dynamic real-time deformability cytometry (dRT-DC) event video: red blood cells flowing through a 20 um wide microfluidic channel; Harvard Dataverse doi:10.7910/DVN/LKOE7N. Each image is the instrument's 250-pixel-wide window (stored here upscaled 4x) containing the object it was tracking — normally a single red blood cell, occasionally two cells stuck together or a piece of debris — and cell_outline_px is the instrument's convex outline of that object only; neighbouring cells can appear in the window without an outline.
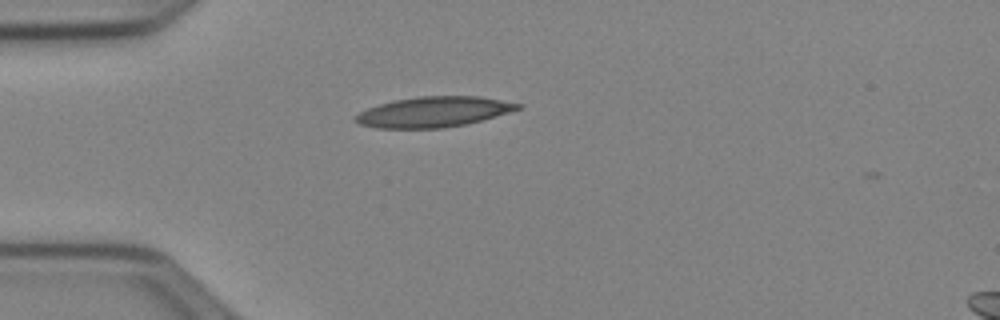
{"species": "Egyptian fruit bat (a non-hibernating species)", "species_latin": "Rousettus aegyptiacus", "temperature_condition": "cold", "stored_images_in_passage": 3, "camera_frame_rate_fps": 3000, "um_per_image_px": 0.085, "animal": {"sex": "female"}, "frame": {"image": 1, "passage_image": 1, "time_ms": 0.0, "image_size_px": [1000, 320], "cell_outline_px": [[524, 104], [520, 108], [496, 116], [464, 124], [444, 128], [376, 128], [360, 124], [352, 120], [352, 116], [368, 108], [392, 100], [420, 96], [480, 96]], "centroid_in_image_um": [36.81, 9.51], "position_along_channel_um": 48.2, "area_um2": 28.73}}